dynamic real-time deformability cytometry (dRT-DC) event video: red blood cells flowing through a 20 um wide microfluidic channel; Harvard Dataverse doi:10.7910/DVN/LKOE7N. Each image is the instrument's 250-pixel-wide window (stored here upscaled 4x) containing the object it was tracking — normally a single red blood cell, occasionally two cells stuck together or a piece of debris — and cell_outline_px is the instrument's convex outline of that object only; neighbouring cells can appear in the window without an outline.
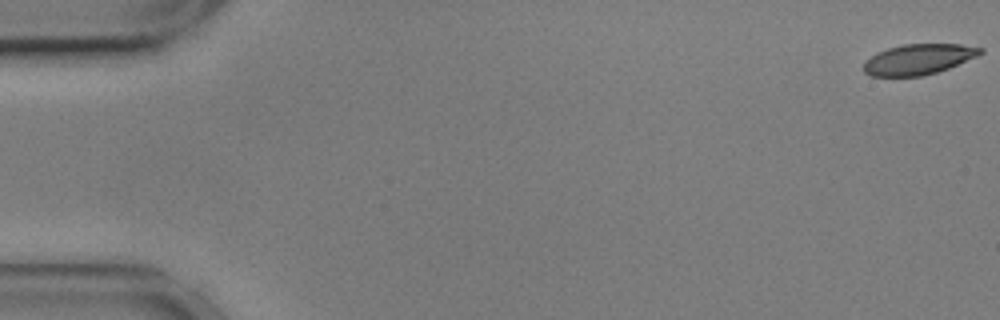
{"species": "common noctule bat (a hibernating species)", "species_latin": "Nyctalus noctula", "temperature_condition": "cold", "stored_images_in_passage": 56, "camera_frame_rate_fps": 3000, "um_per_image_px": 0.085, "animal": {"sex": "male", "body_mass_g": 17.9, "forearm_length_mm": 54.2}, "frame": {"image": 1, "passage_image": 1, "time_ms": 0.0, "image_size_px": [1000, 320], "cell_outline_px": [[984, 52], [976, 56], [948, 68], [936, 72], [920, 76], [872, 76], [864, 72], [864, 60], [876, 52], [888, 48], [904, 44], [960, 44], [984, 48]], "centroid_in_image_um": [78.04, 5.03], "position_along_channel_um": 7.0, "area_um2": 20.63}}
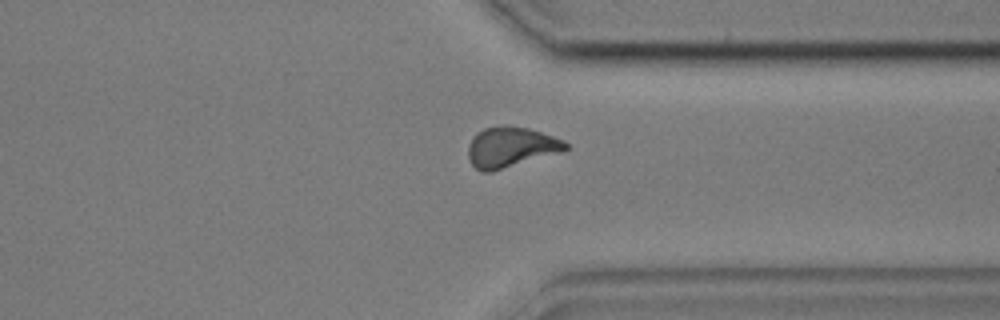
{"frame": {"image": 2, "passage_image": 43, "time_ms": 14.0, "image_size_px": [1000, 320], "cell_outline_px": [[568, 148], [564, 152], [492, 172], [480, 172], [472, 164], [468, 156], [468, 144], [476, 132], [484, 128], [504, 124], [508, 124], [528, 128], [564, 140], [568, 144]], "centroid_in_image_um": [43.42, 12.51], "position_along_channel_um": 368.0, "area_um2": 23.41}}
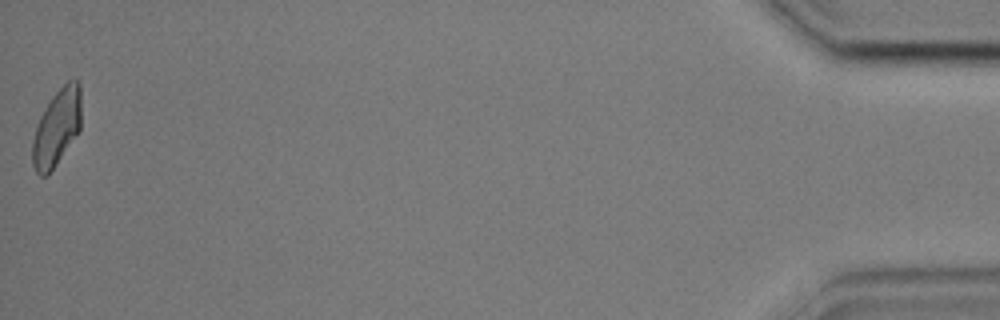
{"frame": {"image": 3, "passage_image": 56, "time_ms": 18.333, "image_size_px": [1000, 320], "cell_outline_px": [[80, 132], [48, 176], [40, 176], [36, 172], [32, 164], [32, 140], [40, 116], [52, 96], [68, 80], [76, 80], [80, 84]], "centroid_in_image_um": [4.82, 10.89], "position_along_channel_um": 430.4, "area_um2": 21.91}, "authors_computed_cell_mechanics": {"area_um2": 22.4264, "velocity_mm_per_s": 3.5928, "shape_relaxation_time_tau1_ms": 3.4285, "shape_relaxation_time_tau2_ms": 2.2481, "deformation_change_tau1": 0.1102, "deformation_change_tau2": 0.081}}